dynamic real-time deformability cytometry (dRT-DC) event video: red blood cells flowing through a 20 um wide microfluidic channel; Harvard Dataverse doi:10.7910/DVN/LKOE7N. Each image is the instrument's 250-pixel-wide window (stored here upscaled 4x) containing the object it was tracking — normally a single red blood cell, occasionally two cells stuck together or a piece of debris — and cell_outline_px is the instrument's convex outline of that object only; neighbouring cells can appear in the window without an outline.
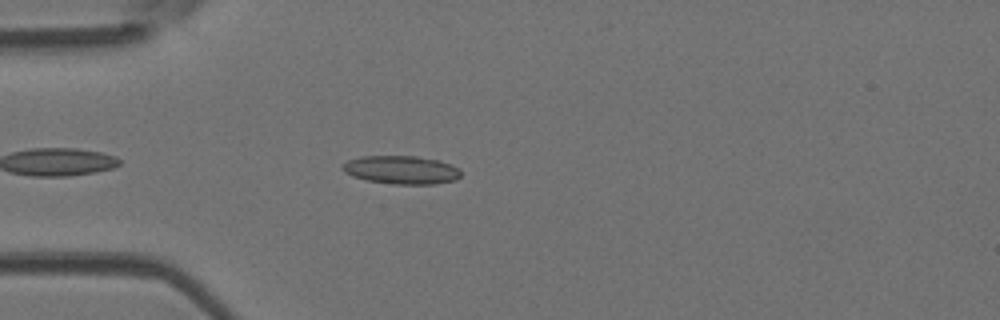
{"species": "Egyptian fruit bat (a non-hibernating species)", "species_latin": "Rousettus aegyptiacus", "temperature_condition": "room temperature", "stored_images_in_passage": 26, "camera_frame_rate_fps": 3000, "um_per_image_px": 0.085, "animal": {"sex": "female"}, "frame": {"image": 1, "passage_image": 4, "time_ms": 1.0, "image_size_px": [1000, 320], "cell_outline_px": [[460, 176], [456, 180], [436, 184], [392, 184], [368, 180], [352, 176], [344, 172], [340, 168], [348, 160], [360, 156], [416, 156], [436, 160], [460, 168]], "centroid_in_image_um": [34.1, 14.44], "position_along_channel_um": 50.9, "area_um2": 19.48}}
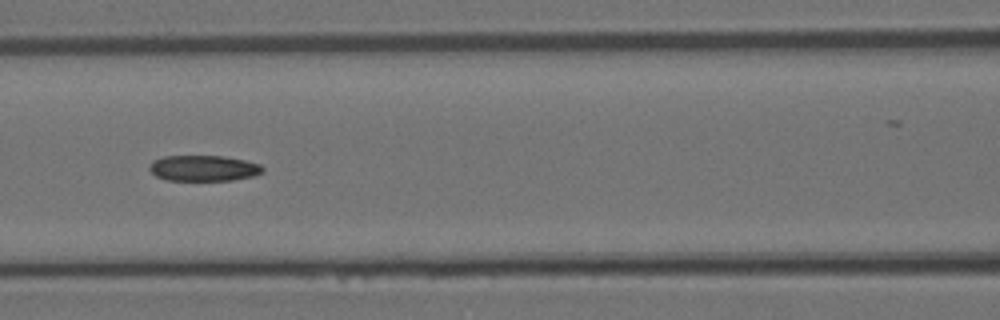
{"frame": {"image": 2, "passage_image": 12, "time_ms": 3.667, "image_size_px": [1000, 320], "cell_outline_px": [[264, 172], [252, 176], [232, 180], [164, 180], [156, 176], [148, 168], [152, 160], [164, 156], [224, 156], [244, 160], [260, 164], [264, 168]], "centroid_in_image_um": [17.29, 14.29], "position_along_channel_um": 149.3, "area_um2": 17.05}}
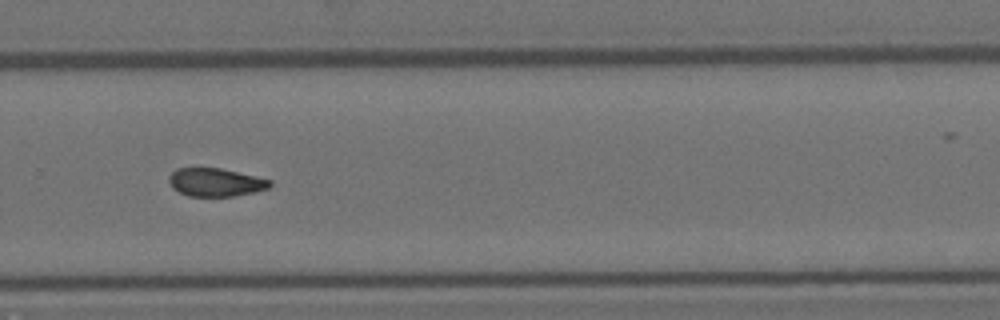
{"frame": {"image": 3, "passage_image": 24, "time_ms": 7.667, "image_size_px": [1000, 320], "cell_outline_px": [[272, 184], [268, 188], [236, 196], [188, 196], [172, 188], [168, 180], [168, 176], [176, 168], [220, 168], [256, 176], [272, 180]], "centroid_in_image_um": [18.31, 15.49], "position_along_channel_um": 311.5, "area_um2": 16.59}}